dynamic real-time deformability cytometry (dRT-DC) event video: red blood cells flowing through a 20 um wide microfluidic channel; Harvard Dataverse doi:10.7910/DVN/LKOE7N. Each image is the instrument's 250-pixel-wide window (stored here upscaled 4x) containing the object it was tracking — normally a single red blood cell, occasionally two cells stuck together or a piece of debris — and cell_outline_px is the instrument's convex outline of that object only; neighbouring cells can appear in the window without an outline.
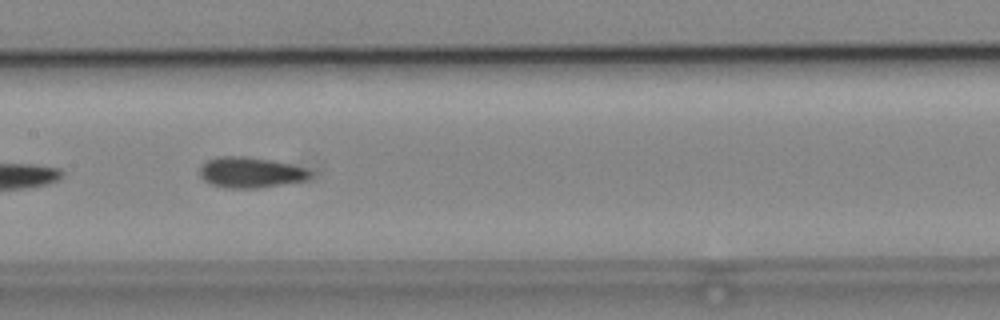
{"species": "common noctule bat (a hibernating species)", "species_latin": "Nyctalus noctula", "temperature_condition": "cold", "stored_images_in_passage": 38, "camera_frame_rate_fps": 3000, "um_per_image_px": 0.085, "animal": {"sex": "male", "body_mass_g": 19.2, "forearm_length_mm": 51.8}, "frame": {"image": 1, "passage_image": 12, "time_ms": 3.667, "image_size_px": [1000, 320], "cell_outline_px": [[312, 176], [304, 180], [256, 188], [224, 188], [212, 184], [204, 180], [200, 176], [200, 168], [208, 160], [220, 156], [244, 156], [272, 160], [308, 168], [312, 172]], "centroid_in_image_um": [21.31, 14.65], "position_along_channel_um": 186.1, "area_um2": 19.59}, "authors_computed_cell_mechanics": {"area_um2": 18.6983, "velocity_mm_per_s": 3.9368, "shape_relaxation_time_tau1_ms": null, "shape_relaxation_time_tau2_ms": 2.9177, "deformation_change_tau1": null, "deformation_change_tau2": 0.074}}